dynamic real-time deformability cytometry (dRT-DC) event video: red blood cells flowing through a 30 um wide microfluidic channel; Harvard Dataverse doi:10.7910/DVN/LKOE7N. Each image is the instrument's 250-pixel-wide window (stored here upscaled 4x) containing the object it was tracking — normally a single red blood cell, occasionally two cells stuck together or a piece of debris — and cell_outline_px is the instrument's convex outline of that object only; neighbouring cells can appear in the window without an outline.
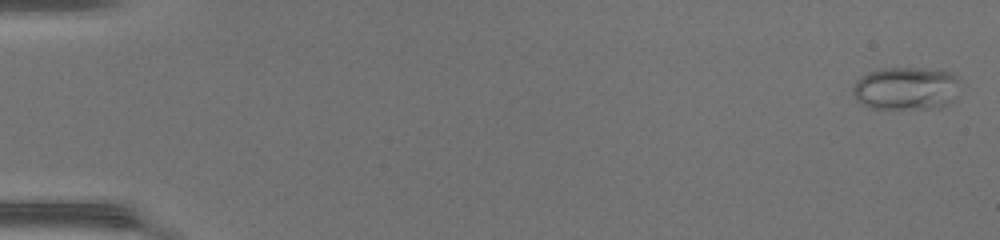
{"species": "common noctule bat (a hibernating species)", "species_latin": "Nyctalus noctula", "temperature_condition": "warm", "stored_images_in_passage": 49, "camera_frame_rate_fps": 3000, "um_per_image_px": 0.085, "animal": {"sex": "female", "body_mass_g": 17.0, "forearm_length_mm": 48.0}, "frame": {"image": 1, "passage_image": 1, "time_ms": 0.0, "image_size_px": [1000, 240], "cell_outline_px": [[964, 84], [952, 100], [940, 108], [868, 108], [856, 100], [852, 92], [852, 88], [856, 80], [860, 76], [868, 72], [884, 68], [924, 68], [952, 72]], "centroid_in_image_um": [77.04, 7.5], "position_along_channel_um": 8.0, "area_um2": 27.34}}
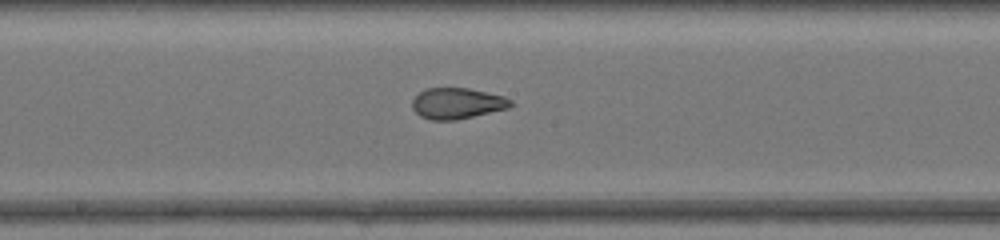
{"frame": {"image": 2, "passage_image": 27, "time_ms": 8.667, "image_size_px": [1000, 240], "cell_outline_px": [[512, 104], [508, 108], [456, 120], [428, 120], [420, 116], [412, 108], [412, 100], [420, 92], [428, 88], [468, 88], [504, 96], [512, 100]], "centroid_in_image_um": [38.84, 8.79], "position_along_channel_um": 209.4, "area_um2": 17.69}}
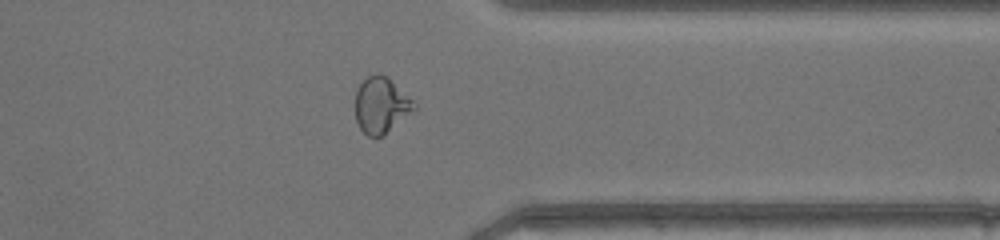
{"frame": {"image": 3, "passage_image": 39, "time_ms": 12.667, "image_size_px": [1000, 240], "cell_outline_px": [[416, 108], [384, 136], [368, 136], [360, 128], [356, 120], [356, 88], [368, 76], [376, 72], [380, 72], [388, 76], [416, 104]], "centroid_in_image_um": [32.39, 8.92], "position_along_channel_um": 379.0, "area_um2": 19.19}, "authors_computed_cell_mechanics": {"area_um2": 21.097, "velocity_mm_per_s": 4.3448, "shape_relaxation_time_tau1_ms": null, "shape_relaxation_time_tau2_ms": 0.9791, "deformation_change_tau1": null, "deformation_change_tau2": 0.0729}}